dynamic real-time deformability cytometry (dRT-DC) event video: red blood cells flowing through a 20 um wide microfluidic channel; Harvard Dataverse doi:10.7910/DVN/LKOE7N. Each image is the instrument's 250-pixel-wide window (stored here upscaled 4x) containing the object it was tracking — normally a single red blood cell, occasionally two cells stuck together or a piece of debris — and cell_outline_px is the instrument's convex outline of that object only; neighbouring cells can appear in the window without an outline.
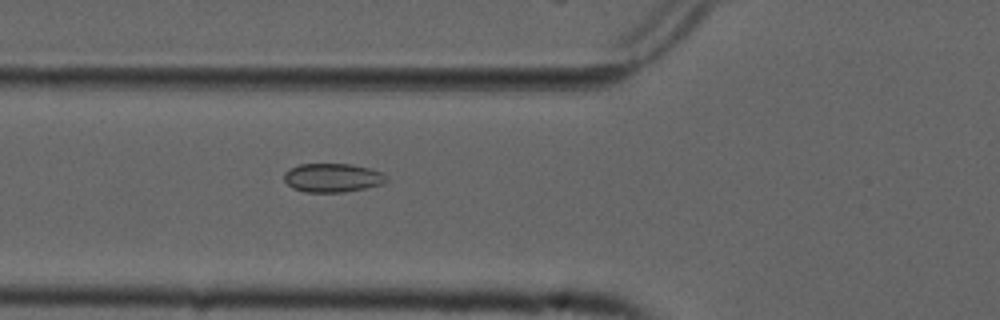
{"species": "common noctule bat (a hibernating species)", "species_latin": "Nyctalus noctula", "temperature_condition": "cold", "stored_images_in_passage": 7, "camera_frame_rate_fps": 3000, "um_per_image_px": 0.085, "animal": {"sex": "male", "forearm_length_mm": 52.5}, "frame": {"image": 1, "passage_image": 3, "time_ms": 0.667, "image_size_px": [1000, 320], "cell_outline_px": [[388, 180], [384, 184], [344, 192], [304, 192], [292, 188], [284, 180], [284, 172], [288, 168], [300, 164], [352, 164], [372, 168], [388, 176]], "centroid_in_image_um": [28.27, 15.1], "position_along_channel_um": 97.5, "area_um2": 17.4}}